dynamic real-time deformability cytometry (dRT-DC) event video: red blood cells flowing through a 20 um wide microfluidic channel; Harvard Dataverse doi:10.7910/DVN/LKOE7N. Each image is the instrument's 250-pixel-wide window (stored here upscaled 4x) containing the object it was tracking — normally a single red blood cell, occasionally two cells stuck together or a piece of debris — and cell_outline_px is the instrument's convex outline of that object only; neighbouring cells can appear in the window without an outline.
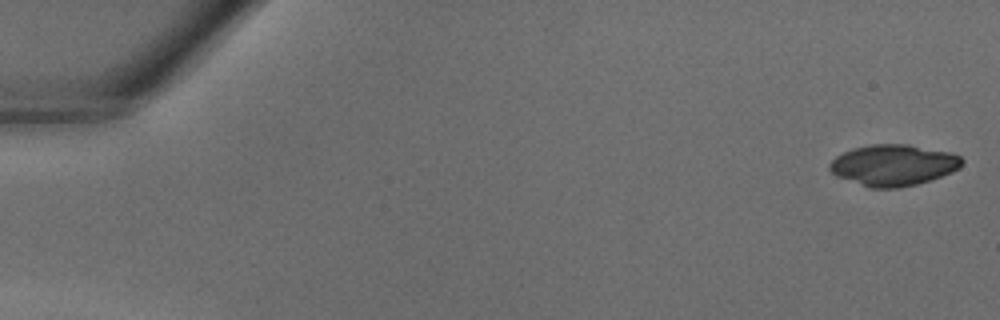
{"species": "common noctule bat (a hibernating species)", "species_latin": "Nyctalus noctula", "temperature_condition": "warm", "stored_images_in_passage": 39, "camera_frame_rate_fps": 3000, "um_per_image_px": 0.085, "animal": {"sex": "male", "body_mass_g": 18.8}, "frame": {"image": 1, "passage_image": 1, "time_ms": 0.0, "image_size_px": [1000, 320], "cell_outline_px": [[964, 160], [960, 168], [952, 172], [916, 184], [896, 188], [872, 188], [836, 176], [828, 168], [828, 164], [836, 156], [852, 148], [872, 144], [908, 144], [948, 152], [960, 156]], "centroid_in_image_um": [75.92, 14.02], "position_along_channel_um": 9.1, "area_um2": 31.56}}
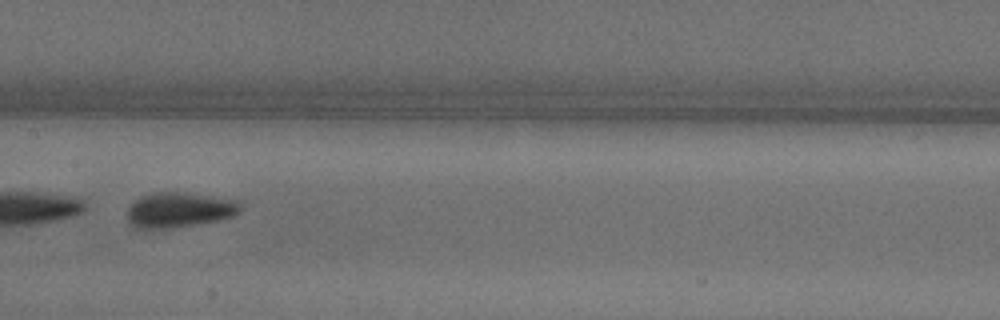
{"frame": {"image": 2, "passage_image": 21, "time_ms": 6.667, "image_size_px": [1000, 320], "cell_outline_px": [[240, 208], [232, 216], [220, 220], [168, 228], [132, 228], [128, 220], [128, 208], [136, 200], [144, 196], [156, 192], [176, 192], [236, 200], [240, 204]], "centroid_in_image_um": [15.19, 17.86], "position_along_channel_um": 192.2, "area_um2": 22.48}}
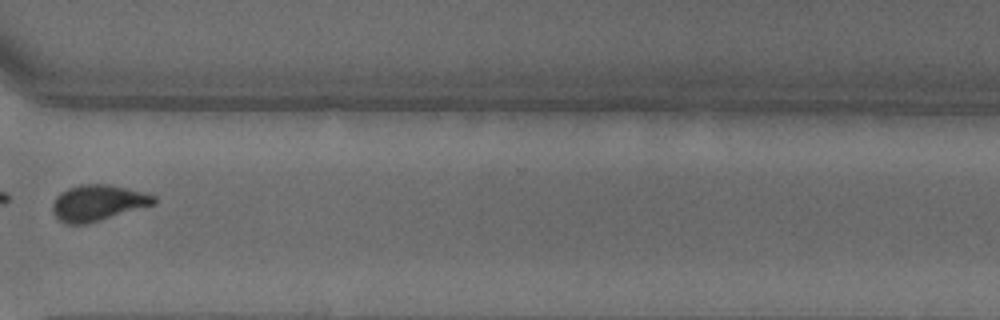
{"frame": {"image": 3, "passage_image": 31, "time_ms": 10.0, "image_size_px": [1000, 320], "cell_outline_px": [[156, 204], [88, 224], [64, 224], [52, 212], [52, 204], [56, 196], [60, 192], [68, 188], [80, 184], [108, 184], [156, 196]], "centroid_in_image_um": [8.29, 17.25], "position_along_channel_um": 362.3, "area_um2": 21.27}}